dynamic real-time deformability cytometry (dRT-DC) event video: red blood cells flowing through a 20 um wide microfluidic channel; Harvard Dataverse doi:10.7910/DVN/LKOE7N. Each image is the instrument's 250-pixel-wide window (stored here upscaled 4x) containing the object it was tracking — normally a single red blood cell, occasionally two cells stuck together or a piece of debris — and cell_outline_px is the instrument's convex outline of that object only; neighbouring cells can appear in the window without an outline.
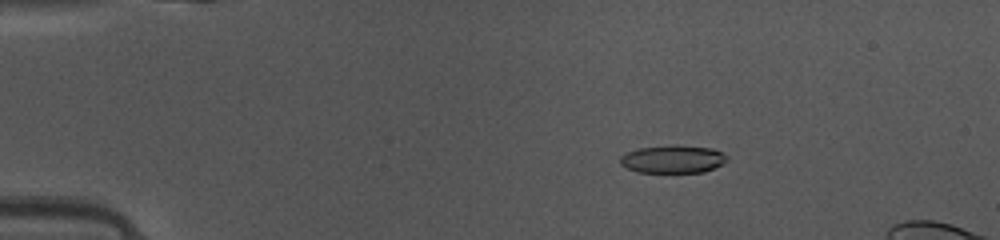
{"species": "common noctule bat (a hibernating species)", "species_latin": "Nyctalus noctula", "temperature_condition": "warm", "stored_images_in_passage": 47, "camera_frame_rate_fps": 3000, "um_per_image_px": 0.085, "animal": {"sex": "female", "body_mass_g": 10.0, "forearm_length_mm": 53.1}, "frame": {"image": 1, "passage_image": 9, "time_ms": 2.667, "image_size_px": [1000, 240], "cell_outline_px": [[728, 160], [724, 164], [704, 172], [636, 172], [620, 164], [620, 156], [628, 152], [640, 148], [676, 144], [712, 148], [724, 152], [728, 156]], "centroid_in_image_um": [57.25, 13.52], "position_along_channel_um": 27.7, "area_um2": 17.57}}
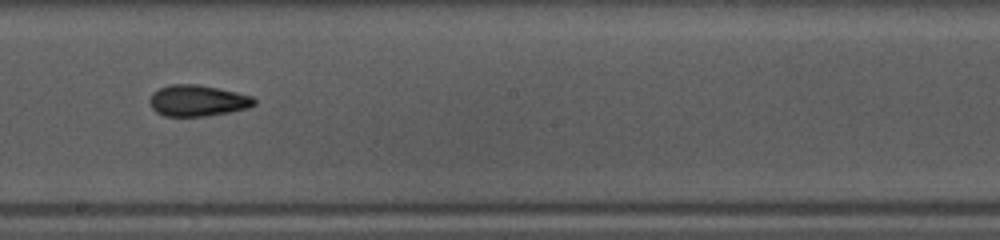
{"frame": {"image": 2, "passage_image": 28, "time_ms": 9.0, "image_size_px": [1000, 240], "cell_outline_px": [[256, 104], [248, 108], [232, 112], [208, 116], [164, 116], [156, 112], [152, 108], [152, 92], [160, 88], [172, 84], [196, 84], [236, 92], [252, 96], [256, 100]], "centroid_in_image_um": [16.84, 8.56], "position_along_channel_um": 231.4, "area_um2": 18.9}}
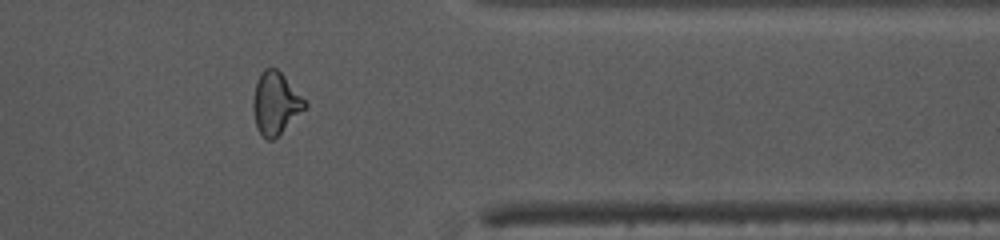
{"frame": {"image": 3, "passage_image": 40, "time_ms": 13.0, "image_size_px": [1000, 240], "cell_outline_px": [[308, 104], [272, 140], [268, 140], [256, 128], [252, 108], [252, 100], [256, 84], [260, 72], [264, 68], [276, 68], [284, 76]], "centroid_in_image_um": [23.37, 8.75], "position_along_channel_um": 388.0, "area_um2": 18.21}}